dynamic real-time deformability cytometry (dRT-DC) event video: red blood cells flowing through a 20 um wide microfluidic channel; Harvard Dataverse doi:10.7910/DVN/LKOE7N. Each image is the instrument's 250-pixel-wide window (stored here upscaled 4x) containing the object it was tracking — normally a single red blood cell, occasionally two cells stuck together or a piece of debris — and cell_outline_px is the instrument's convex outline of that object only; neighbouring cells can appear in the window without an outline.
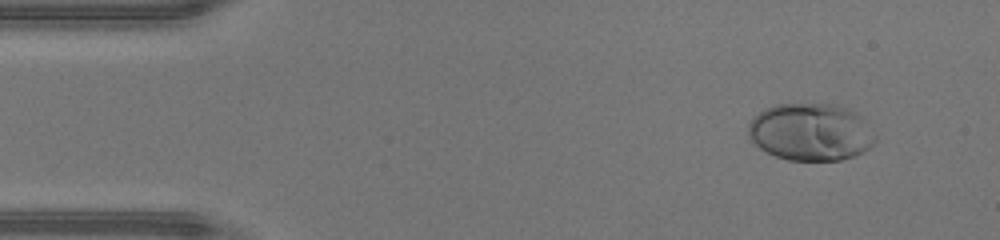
{"species": "human", "species_latin": "Homo sapiens", "temperature_condition": "warm", "stored_images_in_passage": 13, "camera_frame_rate_fps": 3000, "um_per_image_px": 0.085, "donor": {"sex": "male"}, "frame": {"image": 1, "passage_image": 4, "time_ms": 1.0, "image_size_px": [1000, 240], "cell_outline_px": [[876, 140], [864, 152], [840, 160], [788, 160], [776, 156], [760, 148], [748, 136], [748, 124], [764, 108], [776, 104], [832, 104], [844, 108], [860, 116], [876, 136]], "centroid_in_image_um": [68.89, 11.23], "position_along_channel_um": 16.1, "area_um2": 42.02}}